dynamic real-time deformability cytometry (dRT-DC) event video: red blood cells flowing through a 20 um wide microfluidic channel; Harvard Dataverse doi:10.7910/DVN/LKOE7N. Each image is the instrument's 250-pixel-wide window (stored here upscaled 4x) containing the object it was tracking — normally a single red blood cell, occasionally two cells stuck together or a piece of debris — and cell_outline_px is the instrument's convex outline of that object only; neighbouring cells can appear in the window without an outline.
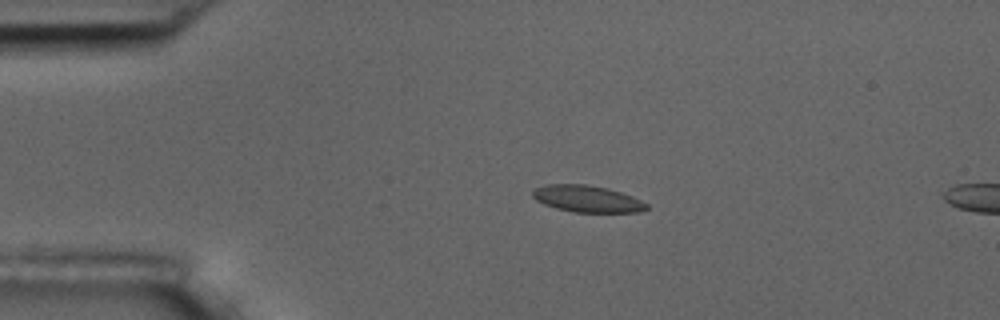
{"species": "common noctule bat (a hibernating species)", "species_latin": "Nyctalus noctula", "temperature_condition": "room temperature", "stored_images_in_passage": 3, "camera_frame_rate_fps": 3000, "um_per_image_px": 0.085, "animal": {"sex": "male", "body_mass_g": 17.5, "forearm_length_mm": 52.3}, "frame": {"image": 1, "passage_image": 2, "time_ms": 1.667, "image_size_px": [1000, 320], "cell_outline_px": [[648, 208], [640, 212], [572, 212], [556, 208], [544, 204], [536, 200], [532, 196], [532, 188], [544, 184], [584, 184], [608, 188], [632, 196], [648, 204]], "centroid_in_image_um": [49.87, 16.89], "position_along_channel_um": 35.1, "area_um2": 17.86}}